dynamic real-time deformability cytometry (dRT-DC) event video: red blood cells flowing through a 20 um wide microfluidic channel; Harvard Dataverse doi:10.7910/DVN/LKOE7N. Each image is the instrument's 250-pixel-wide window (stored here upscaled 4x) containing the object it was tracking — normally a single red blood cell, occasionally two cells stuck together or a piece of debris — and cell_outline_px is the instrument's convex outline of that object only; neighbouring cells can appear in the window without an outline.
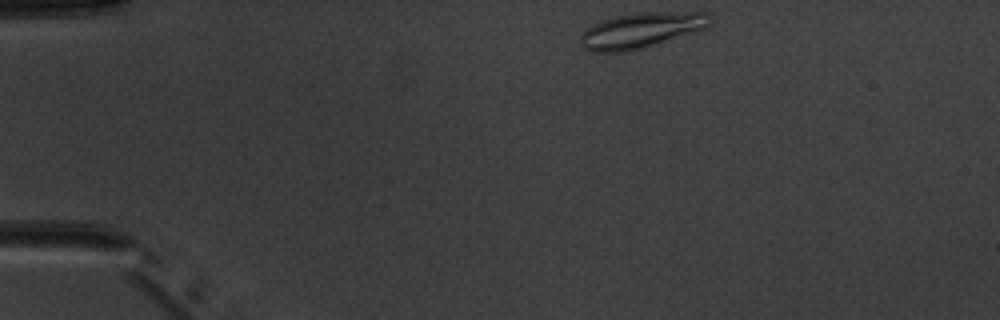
{"species": "common noctule bat (a hibernating species)", "species_latin": "Nyctalus noctula", "temperature_condition": "warm", "stored_images_in_passage": 3, "camera_frame_rate_fps": 3000, "um_per_image_px": 0.085, "animal": {"sex": "male", "body_mass_g": 20.1, "forearm_length_mm": 53.5}, "frame": {"image": 1, "passage_image": 1, "time_ms": 0.0, "image_size_px": [1000, 320], "cell_outline_px": [[712, 24], [708, 28], [644, 48], [624, 52], [592, 52], [584, 48], [580, 44], [580, 36], [592, 24], [600, 20], [616, 16], [640, 12], [708, 12]], "centroid_in_image_um": [54.52, 2.58], "position_along_channel_um": 30.5, "area_um2": 26.99}}